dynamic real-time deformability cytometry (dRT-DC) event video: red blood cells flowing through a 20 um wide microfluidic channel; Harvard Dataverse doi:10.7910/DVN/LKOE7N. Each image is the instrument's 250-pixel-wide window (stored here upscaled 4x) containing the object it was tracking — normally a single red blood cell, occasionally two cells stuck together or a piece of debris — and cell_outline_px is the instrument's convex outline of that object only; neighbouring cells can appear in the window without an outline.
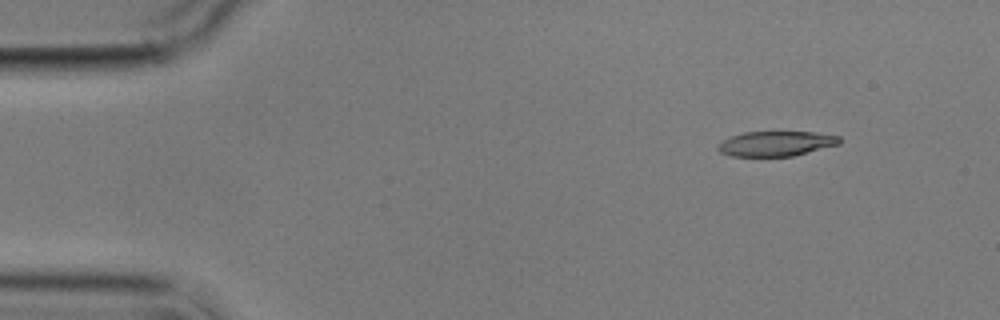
{"species": "common noctule bat (a hibernating species)", "species_latin": "Nyctalus noctula", "temperature_condition": "cold", "stored_images_in_passage": 7, "camera_frame_rate_fps": 3000, "um_per_image_px": 0.085, "animal": {"sex": "male", "body_mass_g": 17.9}, "frame": {"image": 1, "passage_image": 1, "time_ms": 0.0, "image_size_px": [1000, 320], "cell_outline_px": [[840, 144], [792, 156], [728, 156], [720, 152], [716, 148], [716, 144], [732, 136], [744, 132], [816, 132], [840, 136]], "centroid_in_image_um": [65.94, 12.21], "position_along_channel_um": 19.1, "area_um2": 17.69}}
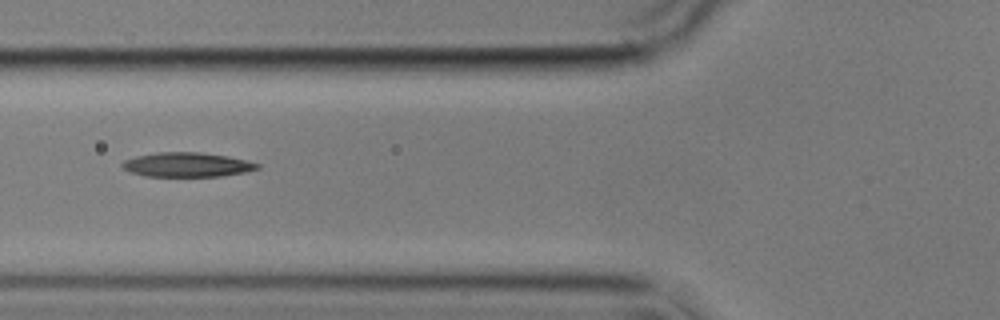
{"frame": {"image": 2, "passage_image": 5, "time_ms": 5.0, "image_size_px": [1000, 320], "cell_outline_px": [[260, 168], [244, 172], [220, 176], [144, 176], [132, 172], [124, 168], [120, 164], [124, 160], [136, 156], [156, 152], [200, 152], [228, 156], [260, 164]], "centroid_in_image_um": [15.88, 13.99], "position_along_channel_um": 109.9, "area_um2": 19.07}}
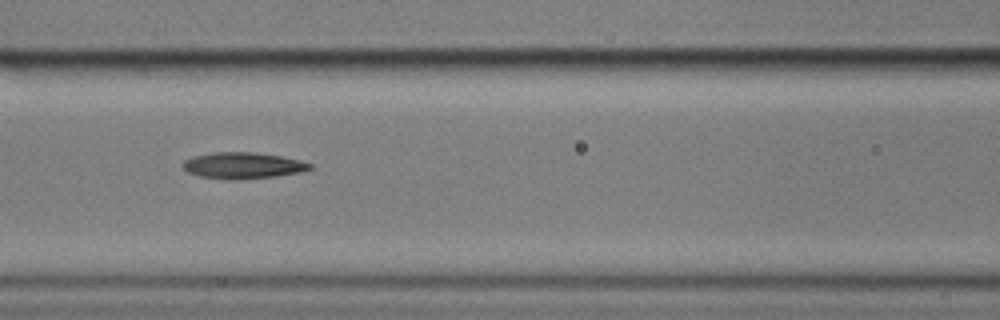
{"frame": {"image": 3, "passage_image": 6, "time_ms": 6.0, "image_size_px": [1000, 320], "cell_outline_px": [[312, 168], [300, 172], [276, 176], [232, 180], [200, 176], [188, 172], [180, 164], [184, 160], [192, 156], [212, 152], [256, 152], [280, 156], [300, 160], [312, 164]], "centroid_in_image_um": [20.61, 14.06], "position_along_channel_um": 146.0, "area_um2": 19.48}}